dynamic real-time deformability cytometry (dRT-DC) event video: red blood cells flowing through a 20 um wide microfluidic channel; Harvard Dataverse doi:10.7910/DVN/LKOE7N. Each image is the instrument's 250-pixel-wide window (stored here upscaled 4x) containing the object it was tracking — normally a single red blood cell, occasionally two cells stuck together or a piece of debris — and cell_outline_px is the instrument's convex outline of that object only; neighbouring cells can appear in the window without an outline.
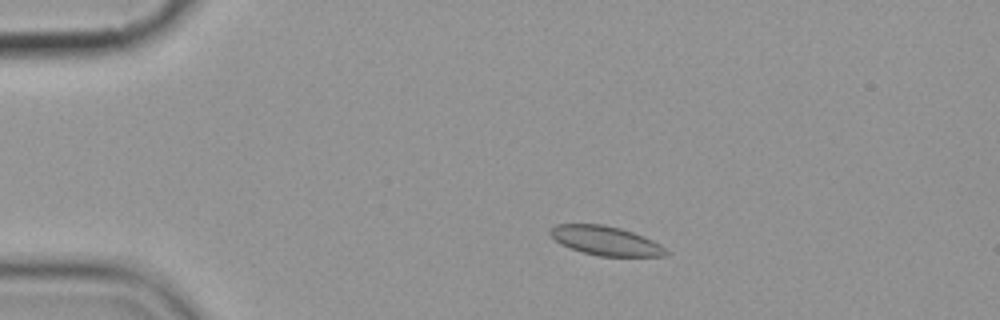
{"species": "common noctule bat (a hibernating species)", "species_latin": "Nyctalus noctula", "temperature_condition": "cold", "stored_images_in_passage": 9, "camera_frame_rate_fps": 3000, "um_per_image_px": 0.085, "animal": {"sex": "female", "body_mass_g": 19.9}, "frame": {"image": 1, "passage_image": 3, "time_ms": 2.333, "image_size_px": [1000, 320], "cell_outline_px": [[668, 256], [600, 256], [580, 252], [560, 244], [548, 232], [548, 228], [556, 224], [604, 224], [620, 228], [644, 236], [660, 244], [668, 252]], "centroid_in_image_um": [51.45, 20.46], "position_along_channel_um": 33.6, "area_um2": 19.77}}
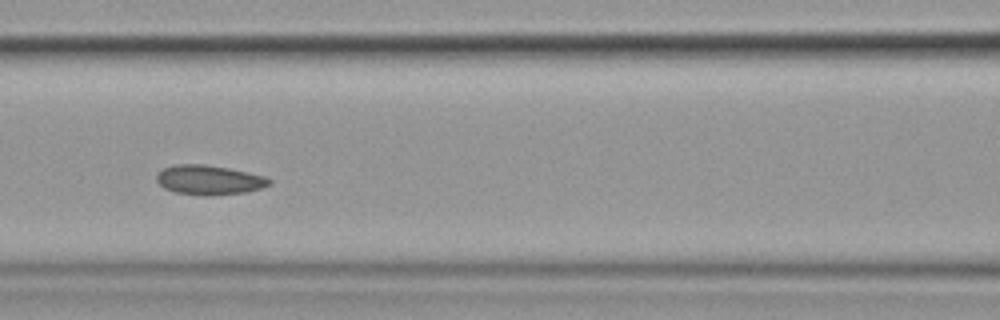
{"frame": {"image": 2, "passage_image": 7, "time_ms": 7.0, "image_size_px": [1000, 320], "cell_outline_px": [[272, 184], [260, 188], [244, 192], [208, 196], [200, 196], [176, 192], [164, 188], [156, 180], [156, 172], [164, 168], [176, 164], [204, 164], [228, 168], [248, 172], [264, 176], [272, 180]], "centroid_in_image_um": [17.75, 15.29], "position_along_channel_um": 148.8, "area_um2": 19.48}}
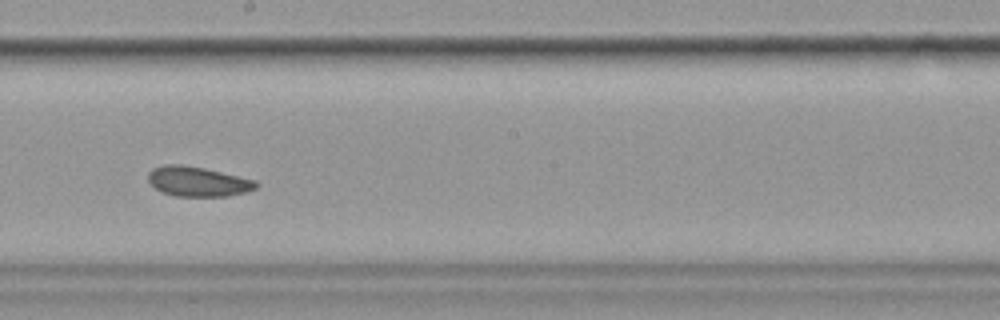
{"frame": {"image": 3, "passage_image": 9, "time_ms": 9.333, "image_size_px": [1000, 320], "cell_outline_px": [[260, 184], [256, 188], [244, 192], [228, 196], [176, 196], [160, 192], [148, 180], [148, 172], [152, 168], [164, 164], [180, 164], [204, 168], [256, 180]], "centroid_in_image_um": [16.8, 15.42], "position_along_channel_um": 231.4, "area_um2": 18.79}}